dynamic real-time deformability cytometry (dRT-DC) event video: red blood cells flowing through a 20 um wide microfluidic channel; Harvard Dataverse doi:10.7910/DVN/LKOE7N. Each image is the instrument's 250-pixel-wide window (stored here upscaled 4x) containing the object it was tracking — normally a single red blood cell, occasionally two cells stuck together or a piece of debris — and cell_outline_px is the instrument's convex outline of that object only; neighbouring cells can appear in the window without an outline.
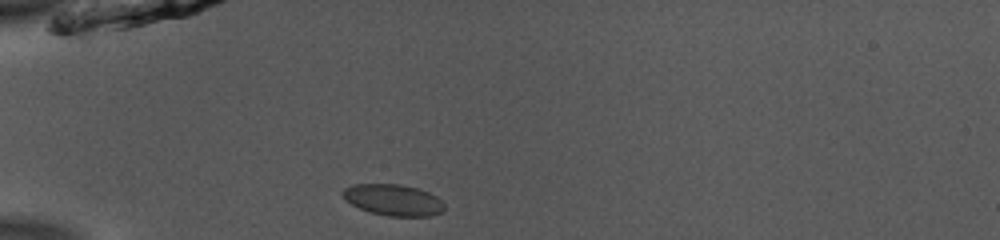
{"species": "common noctule bat (a hibernating species)", "species_latin": "Nyctalus noctula", "temperature_condition": "room temperature", "stored_images_in_passage": 37, "camera_frame_rate_fps": 3000, "um_per_image_px": 0.085, "animal": {"sex": "male", "body_mass_g": 13.0, "forearm_length_mm": 53.1}, "frame": {"image": 1, "passage_image": 1, "time_ms": 0.0, "image_size_px": [1000, 240], "cell_outline_px": [[444, 208], [440, 212], [428, 216], [388, 216], [372, 212], [360, 208], [344, 200], [340, 192], [344, 188], [352, 184], [400, 184], [416, 188], [428, 192], [436, 196], [444, 204]], "centroid_in_image_um": [33.38, 16.98], "position_along_channel_um": 51.6, "area_um2": 18.44}}
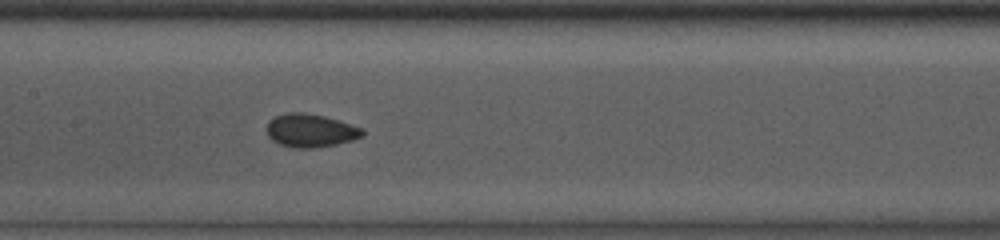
{"frame": {"image": 2, "passage_image": 12, "time_ms": 3.667, "image_size_px": [1000, 240], "cell_outline_px": [[364, 136], [352, 140], [336, 144], [312, 148], [292, 148], [280, 144], [272, 140], [268, 136], [268, 120], [276, 116], [288, 112], [304, 112], [324, 116], [364, 128]], "centroid_in_image_um": [26.41, 11.09], "position_along_channel_um": 181.0, "area_um2": 18.55}}
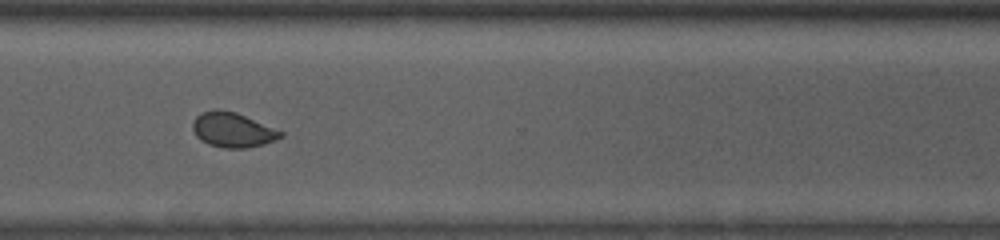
{"frame": {"image": 3, "passage_image": 25, "time_ms": 8.0, "image_size_px": [1000, 240], "cell_outline_px": [[284, 136], [276, 140], [264, 144], [248, 148], [224, 148], [208, 144], [200, 140], [196, 136], [192, 128], [192, 124], [196, 116], [200, 112], [216, 108], [220, 108], [236, 112], [284, 132]], "centroid_in_image_um": [19.76, 11.03], "position_along_channel_um": 350.8, "area_um2": 18.09}, "authors_computed_cell_mechanics": {"area_um2": 18.0914, "velocity_mm_per_s": 3.9332, "shape_relaxation_time_tau1_ms": 4.0762, "shape_relaxation_time_tau2_ms": 0.6544, "deformation_change_tau1": 0.0775, "deformation_change_tau2": 0.0355}}